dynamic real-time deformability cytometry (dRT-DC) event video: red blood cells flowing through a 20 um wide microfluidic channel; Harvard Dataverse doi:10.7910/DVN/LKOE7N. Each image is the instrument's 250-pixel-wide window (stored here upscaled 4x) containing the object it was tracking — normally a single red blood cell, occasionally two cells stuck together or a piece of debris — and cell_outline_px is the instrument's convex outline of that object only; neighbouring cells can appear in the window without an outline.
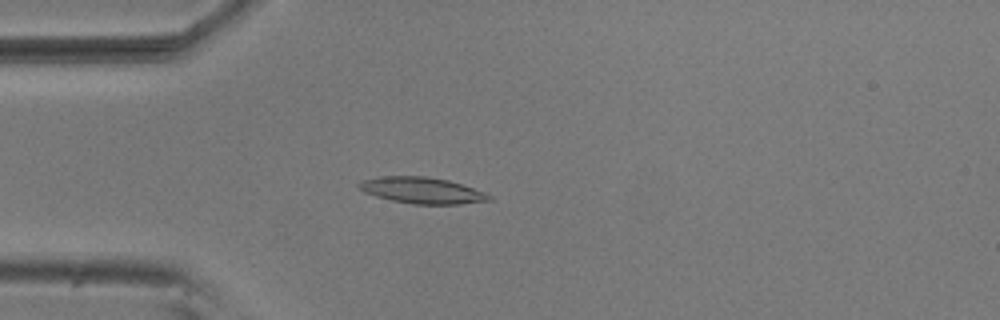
{"species": "common noctule bat (a hibernating species)", "species_latin": "Nyctalus noctula", "temperature_condition": "room temperature", "stored_images_in_passage": 31, "camera_frame_rate_fps": 3000, "um_per_image_px": 0.085, "animal": {"sex": "male", "body_mass_g": 20.5, "forearm_length_mm": 52.5}, "frame": {"image": 1, "passage_image": 3, "time_ms": 0.667, "image_size_px": [1000, 320], "cell_outline_px": [[492, 200], [460, 204], [412, 204], [392, 200], [376, 196], [364, 192], [356, 184], [360, 180], [380, 176], [424, 176], [448, 180], [484, 192], [492, 196]], "centroid_in_image_um": [35.84, 16.18], "position_along_channel_um": 49.2, "area_um2": 19.83}}
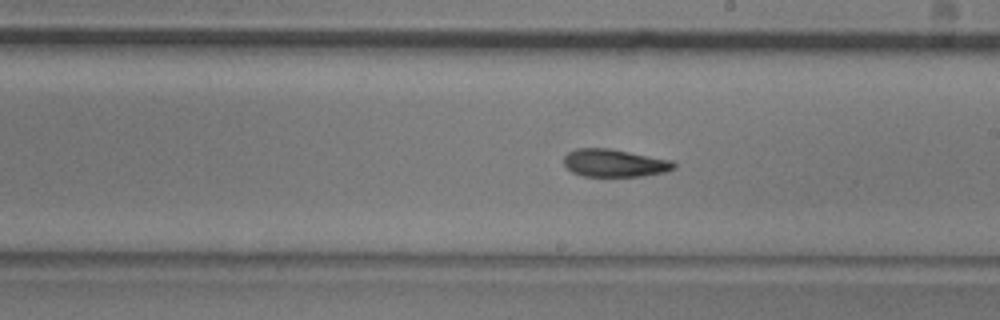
{"frame": {"image": 2, "passage_image": 19, "time_ms": 6.0, "image_size_px": [1000, 320], "cell_outline_px": [[676, 168], [664, 172], [640, 176], [584, 176], [572, 172], [564, 164], [564, 156], [568, 152], [576, 148], [608, 148], [672, 160], [676, 164]], "centroid_in_image_um": [52.23, 13.85], "position_along_channel_um": 236.8, "area_um2": 17.69}}
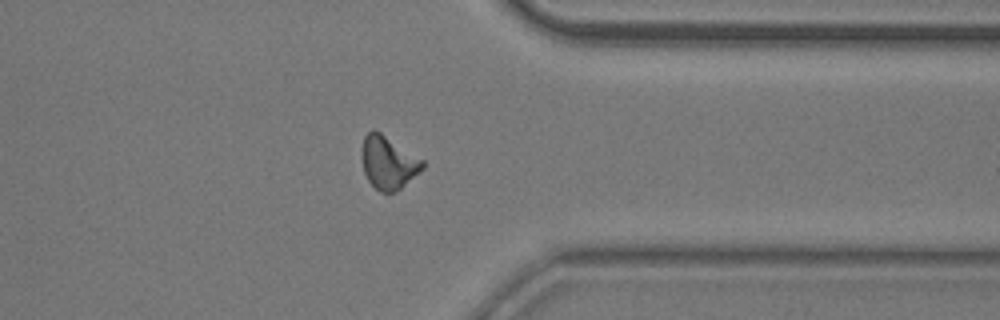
{"frame": {"image": 3, "passage_image": 31, "time_ms": 10.0, "image_size_px": [1000, 320], "cell_outline_px": [[424, 168], [420, 172], [396, 192], [380, 192], [368, 180], [364, 172], [360, 156], [364, 136], [372, 128], [380, 132], [424, 160]], "centroid_in_image_um": [32.99, 13.81], "position_along_channel_um": 378.4, "area_um2": 18.84}, "authors_computed_cell_mechanics": {"area_um2": 18.3804, "velocity_mm_per_s": 3.7175, "shape_relaxation_time_tau1_ms": 5.6008, "shape_relaxation_time_tau2_ms": 7.02, "deformation_change_tau1": 0.1611, "deformation_change_tau2": 0.1434}}